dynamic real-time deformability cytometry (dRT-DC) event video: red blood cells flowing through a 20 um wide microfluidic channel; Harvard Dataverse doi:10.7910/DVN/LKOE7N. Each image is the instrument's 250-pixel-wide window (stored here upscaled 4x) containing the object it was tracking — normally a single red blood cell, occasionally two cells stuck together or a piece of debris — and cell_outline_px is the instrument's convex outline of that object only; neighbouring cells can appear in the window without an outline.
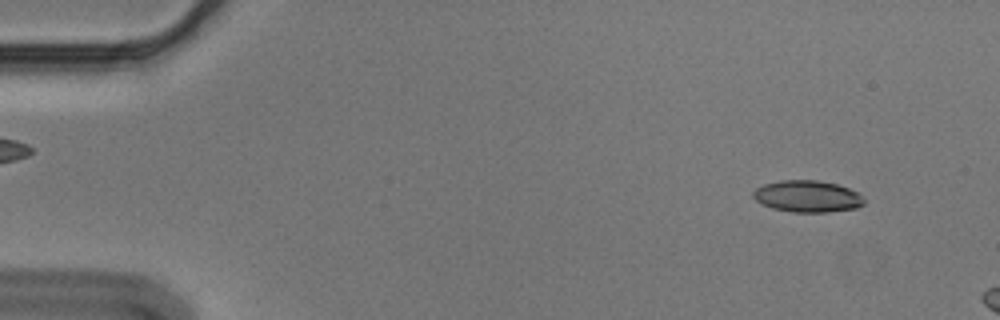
{"species": "Egyptian fruit bat (a non-hibernating species)", "species_latin": "Rousettus aegyptiacus", "temperature_condition": "cold", "stored_images_in_passage": 3, "camera_frame_rate_fps": 3000, "um_per_image_px": 0.085, "animal": {"sex": "male"}, "frame": {"image": 1, "passage_image": 1, "time_ms": 0.0, "image_size_px": [1000, 320], "cell_outline_px": [[864, 204], [856, 208], [828, 212], [792, 212], [772, 208], [760, 204], [752, 196], [752, 192], [756, 188], [764, 184], [780, 180], [816, 180], [836, 184], [848, 188], [864, 196]], "centroid_in_image_um": [68.61, 16.69], "position_along_channel_um": 16.4, "area_um2": 20.58}}